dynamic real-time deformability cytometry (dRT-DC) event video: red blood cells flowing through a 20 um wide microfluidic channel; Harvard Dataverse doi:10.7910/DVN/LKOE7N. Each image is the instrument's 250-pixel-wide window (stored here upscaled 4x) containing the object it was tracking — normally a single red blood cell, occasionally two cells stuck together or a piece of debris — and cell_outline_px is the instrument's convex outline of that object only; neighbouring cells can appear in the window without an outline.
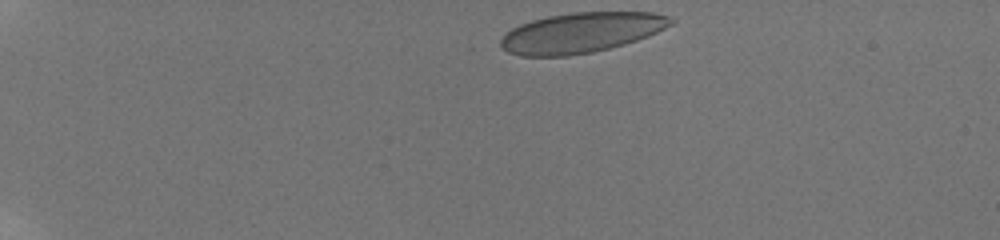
{"species": "human", "species_latin": "Homo sapiens", "temperature_condition": "room temperature", "stored_images_in_passage": 8, "camera_frame_rate_fps": 3000, "um_per_image_px": 0.085, "donor": {"sex": "male"}, "frame": {"image": 1, "passage_image": 1, "time_ms": 0.0, "image_size_px": [1000, 240], "cell_outline_px": [[676, 20], [672, 24], [648, 36], [624, 44], [592, 52], [568, 56], [520, 56], [508, 52], [500, 48], [500, 40], [512, 28], [520, 24], [532, 20], [548, 16], [572, 12], [652, 12], [668, 16]], "centroid_in_image_um": [49.38, 2.77], "position_along_channel_um": 35.6, "area_um2": 39.77}}
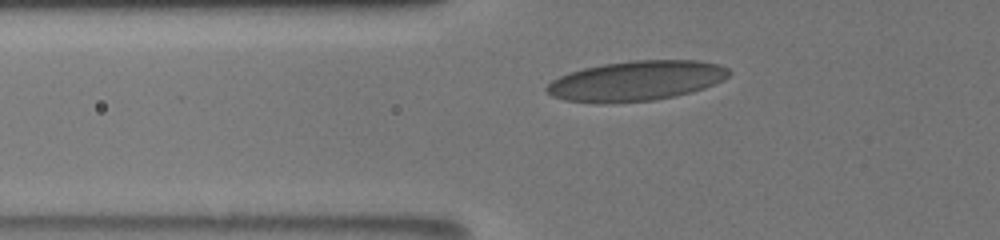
{"frame": {"image": 2, "passage_image": 5, "time_ms": 3.333, "image_size_px": [1000, 240], "cell_outline_px": [[732, 72], [724, 80], [704, 88], [692, 92], [676, 96], [652, 100], [564, 100], [552, 96], [544, 88], [552, 80], [568, 72], [584, 68], [604, 64], [632, 60], [696, 60], [720, 64], [728, 68]], "centroid_in_image_um": [54.16, 6.82], "position_along_channel_um": 71.6, "area_um2": 41.44}}
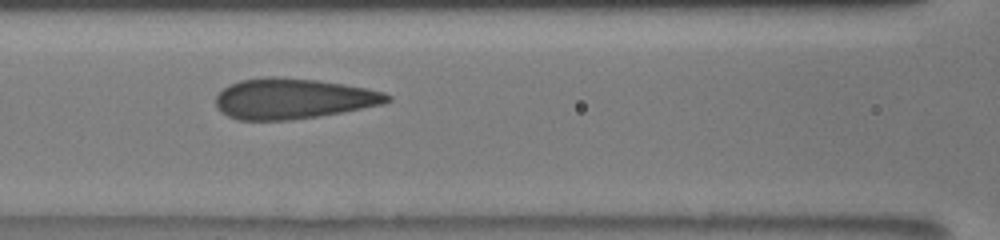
{"frame": {"image": 3, "passage_image": 7, "time_ms": 5.333, "image_size_px": [1000, 240], "cell_outline_px": [[392, 100], [384, 104], [340, 112], [292, 120], [236, 120], [220, 112], [216, 108], [216, 96], [228, 84], [240, 80], [264, 76], [276, 76], [320, 80], [368, 88], [384, 92], [392, 96]], "centroid_in_image_um": [24.89, 8.37], "position_along_channel_um": 141.7, "area_um2": 40.81}}